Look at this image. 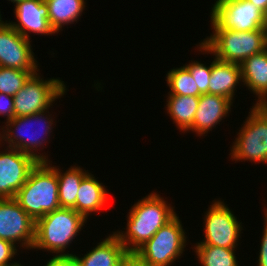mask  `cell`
Wrapping results in <instances>:
<instances>
[{
    "label": "cell",
    "instance_id": "obj_24",
    "mask_svg": "<svg viewBox=\"0 0 267 266\" xmlns=\"http://www.w3.org/2000/svg\"><path fill=\"white\" fill-rule=\"evenodd\" d=\"M168 95L199 96V90L189 70L183 65L170 69L166 74Z\"/></svg>",
    "mask_w": 267,
    "mask_h": 266
},
{
    "label": "cell",
    "instance_id": "obj_29",
    "mask_svg": "<svg viewBox=\"0 0 267 266\" xmlns=\"http://www.w3.org/2000/svg\"><path fill=\"white\" fill-rule=\"evenodd\" d=\"M52 256L44 266H81L77 255L72 252L69 255Z\"/></svg>",
    "mask_w": 267,
    "mask_h": 266
},
{
    "label": "cell",
    "instance_id": "obj_23",
    "mask_svg": "<svg viewBox=\"0 0 267 266\" xmlns=\"http://www.w3.org/2000/svg\"><path fill=\"white\" fill-rule=\"evenodd\" d=\"M194 252L202 266H239L236 249H227L213 245H195Z\"/></svg>",
    "mask_w": 267,
    "mask_h": 266
},
{
    "label": "cell",
    "instance_id": "obj_33",
    "mask_svg": "<svg viewBox=\"0 0 267 266\" xmlns=\"http://www.w3.org/2000/svg\"><path fill=\"white\" fill-rule=\"evenodd\" d=\"M8 1V0H7ZM10 2H13V4H17V3H19L20 1H23V0H9Z\"/></svg>",
    "mask_w": 267,
    "mask_h": 266
},
{
    "label": "cell",
    "instance_id": "obj_21",
    "mask_svg": "<svg viewBox=\"0 0 267 266\" xmlns=\"http://www.w3.org/2000/svg\"><path fill=\"white\" fill-rule=\"evenodd\" d=\"M47 163L56 171L57 174L60 207L73 209L76 205L79 186L83 177L88 173V170H85L78 165H71L70 168L64 172L58 168L59 166H52L50 161Z\"/></svg>",
    "mask_w": 267,
    "mask_h": 266
},
{
    "label": "cell",
    "instance_id": "obj_2",
    "mask_svg": "<svg viewBox=\"0 0 267 266\" xmlns=\"http://www.w3.org/2000/svg\"><path fill=\"white\" fill-rule=\"evenodd\" d=\"M202 54L241 65L248 57L267 49V29L234 31L213 29L212 34L196 45Z\"/></svg>",
    "mask_w": 267,
    "mask_h": 266
},
{
    "label": "cell",
    "instance_id": "obj_6",
    "mask_svg": "<svg viewBox=\"0 0 267 266\" xmlns=\"http://www.w3.org/2000/svg\"><path fill=\"white\" fill-rule=\"evenodd\" d=\"M237 132L230 156L232 161L267 164V105H255Z\"/></svg>",
    "mask_w": 267,
    "mask_h": 266
},
{
    "label": "cell",
    "instance_id": "obj_12",
    "mask_svg": "<svg viewBox=\"0 0 267 266\" xmlns=\"http://www.w3.org/2000/svg\"><path fill=\"white\" fill-rule=\"evenodd\" d=\"M38 62L30 39L23 37L7 21L0 25V67L31 71L36 74Z\"/></svg>",
    "mask_w": 267,
    "mask_h": 266
},
{
    "label": "cell",
    "instance_id": "obj_11",
    "mask_svg": "<svg viewBox=\"0 0 267 266\" xmlns=\"http://www.w3.org/2000/svg\"><path fill=\"white\" fill-rule=\"evenodd\" d=\"M36 222L21 208L14 198L0 199V239L32 250L35 242Z\"/></svg>",
    "mask_w": 267,
    "mask_h": 266
},
{
    "label": "cell",
    "instance_id": "obj_19",
    "mask_svg": "<svg viewBox=\"0 0 267 266\" xmlns=\"http://www.w3.org/2000/svg\"><path fill=\"white\" fill-rule=\"evenodd\" d=\"M127 251L114 234L106 236L91 251L77 258L81 266H120Z\"/></svg>",
    "mask_w": 267,
    "mask_h": 266
},
{
    "label": "cell",
    "instance_id": "obj_1",
    "mask_svg": "<svg viewBox=\"0 0 267 266\" xmlns=\"http://www.w3.org/2000/svg\"><path fill=\"white\" fill-rule=\"evenodd\" d=\"M157 192L138 200L127 214L126 231L112 232L127 252H136L177 213Z\"/></svg>",
    "mask_w": 267,
    "mask_h": 266
},
{
    "label": "cell",
    "instance_id": "obj_7",
    "mask_svg": "<svg viewBox=\"0 0 267 266\" xmlns=\"http://www.w3.org/2000/svg\"><path fill=\"white\" fill-rule=\"evenodd\" d=\"M176 214L135 253L148 266H171L180 260L187 244L186 232Z\"/></svg>",
    "mask_w": 267,
    "mask_h": 266
},
{
    "label": "cell",
    "instance_id": "obj_14",
    "mask_svg": "<svg viewBox=\"0 0 267 266\" xmlns=\"http://www.w3.org/2000/svg\"><path fill=\"white\" fill-rule=\"evenodd\" d=\"M14 6L17 22L8 23L23 37L31 39V33L42 36L56 34L49 24L48 6L44 0H23Z\"/></svg>",
    "mask_w": 267,
    "mask_h": 266
},
{
    "label": "cell",
    "instance_id": "obj_22",
    "mask_svg": "<svg viewBox=\"0 0 267 266\" xmlns=\"http://www.w3.org/2000/svg\"><path fill=\"white\" fill-rule=\"evenodd\" d=\"M166 100L167 114L180 132L187 133L195 118L199 96L168 95Z\"/></svg>",
    "mask_w": 267,
    "mask_h": 266
},
{
    "label": "cell",
    "instance_id": "obj_18",
    "mask_svg": "<svg viewBox=\"0 0 267 266\" xmlns=\"http://www.w3.org/2000/svg\"><path fill=\"white\" fill-rule=\"evenodd\" d=\"M88 172L82 179L76 198V205L73 208L77 213L82 214L86 219L92 212L100 213V210L108 202V189L101 181Z\"/></svg>",
    "mask_w": 267,
    "mask_h": 266
},
{
    "label": "cell",
    "instance_id": "obj_5",
    "mask_svg": "<svg viewBox=\"0 0 267 266\" xmlns=\"http://www.w3.org/2000/svg\"><path fill=\"white\" fill-rule=\"evenodd\" d=\"M14 199L35 222L60 208L56 171L47 162H38Z\"/></svg>",
    "mask_w": 267,
    "mask_h": 266
},
{
    "label": "cell",
    "instance_id": "obj_8",
    "mask_svg": "<svg viewBox=\"0 0 267 266\" xmlns=\"http://www.w3.org/2000/svg\"><path fill=\"white\" fill-rule=\"evenodd\" d=\"M40 75L39 70L13 96L15 117L46 111L55 103V100L66 95L67 88L64 81L54 77L44 80Z\"/></svg>",
    "mask_w": 267,
    "mask_h": 266
},
{
    "label": "cell",
    "instance_id": "obj_31",
    "mask_svg": "<svg viewBox=\"0 0 267 266\" xmlns=\"http://www.w3.org/2000/svg\"><path fill=\"white\" fill-rule=\"evenodd\" d=\"M120 266H148L135 252H127Z\"/></svg>",
    "mask_w": 267,
    "mask_h": 266
},
{
    "label": "cell",
    "instance_id": "obj_35",
    "mask_svg": "<svg viewBox=\"0 0 267 266\" xmlns=\"http://www.w3.org/2000/svg\"><path fill=\"white\" fill-rule=\"evenodd\" d=\"M0 13H1V12H0ZM1 15H2V14H0V25L4 22L3 20H1V19H2Z\"/></svg>",
    "mask_w": 267,
    "mask_h": 266
},
{
    "label": "cell",
    "instance_id": "obj_34",
    "mask_svg": "<svg viewBox=\"0 0 267 266\" xmlns=\"http://www.w3.org/2000/svg\"><path fill=\"white\" fill-rule=\"evenodd\" d=\"M9 266H23V264L21 265V263H18V261H17V262H15L14 264L9 265Z\"/></svg>",
    "mask_w": 267,
    "mask_h": 266
},
{
    "label": "cell",
    "instance_id": "obj_9",
    "mask_svg": "<svg viewBox=\"0 0 267 266\" xmlns=\"http://www.w3.org/2000/svg\"><path fill=\"white\" fill-rule=\"evenodd\" d=\"M210 10L212 29H267V16L248 0H216Z\"/></svg>",
    "mask_w": 267,
    "mask_h": 266
},
{
    "label": "cell",
    "instance_id": "obj_28",
    "mask_svg": "<svg viewBox=\"0 0 267 266\" xmlns=\"http://www.w3.org/2000/svg\"><path fill=\"white\" fill-rule=\"evenodd\" d=\"M6 117V122L15 118L13 96L0 93V117Z\"/></svg>",
    "mask_w": 267,
    "mask_h": 266
},
{
    "label": "cell",
    "instance_id": "obj_32",
    "mask_svg": "<svg viewBox=\"0 0 267 266\" xmlns=\"http://www.w3.org/2000/svg\"><path fill=\"white\" fill-rule=\"evenodd\" d=\"M267 16V0H248Z\"/></svg>",
    "mask_w": 267,
    "mask_h": 266
},
{
    "label": "cell",
    "instance_id": "obj_16",
    "mask_svg": "<svg viewBox=\"0 0 267 266\" xmlns=\"http://www.w3.org/2000/svg\"><path fill=\"white\" fill-rule=\"evenodd\" d=\"M240 67L242 85L257 97L255 105H267V49L248 57Z\"/></svg>",
    "mask_w": 267,
    "mask_h": 266
},
{
    "label": "cell",
    "instance_id": "obj_25",
    "mask_svg": "<svg viewBox=\"0 0 267 266\" xmlns=\"http://www.w3.org/2000/svg\"><path fill=\"white\" fill-rule=\"evenodd\" d=\"M32 75L31 71L0 67V93L14 96Z\"/></svg>",
    "mask_w": 267,
    "mask_h": 266
},
{
    "label": "cell",
    "instance_id": "obj_20",
    "mask_svg": "<svg viewBox=\"0 0 267 266\" xmlns=\"http://www.w3.org/2000/svg\"><path fill=\"white\" fill-rule=\"evenodd\" d=\"M48 6L49 24L56 34L64 26L79 21L86 7V0H44Z\"/></svg>",
    "mask_w": 267,
    "mask_h": 266
},
{
    "label": "cell",
    "instance_id": "obj_17",
    "mask_svg": "<svg viewBox=\"0 0 267 266\" xmlns=\"http://www.w3.org/2000/svg\"><path fill=\"white\" fill-rule=\"evenodd\" d=\"M208 94L221 95L234 101L237 86L241 83V67L213 57Z\"/></svg>",
    "mask_w": 267,
    "mask_h": 266
},
{
    "label": "cell",
    "instance_id": "obj_15",
    "mask_svg": "<svg viewBox=\"0 0 267 266\" xmlns=\"http://www.w3.org/2000/svg\"><path fill=\"white\" fill-rule=\"evenodd\" d=\"M233 102L221 95L202 94L199 96L198 108L189 132L202 136L212 131L216 125L228 117Z\"/></svg>",
    "mask_w": 267,
    "mask_h": 266
},
{
    "label": "cell",
    "instance_id": "obj_4",
    "mask_svg": "<svg viewBox=\"0 0 267 266\" xmlns=\"http://www.w3.org/2000/svg\"><path fill=\"white\" fill-rule=\"evenodd\" d=\"M87 219L71 208H58L36 221L35 242L32 249L47 250L54 255H69L65 252L77 238Z\"/></svg>",
    "mask_w": 267,
    "mask_h": 266
},
{
    "label": "cell",
    "instance_id": "obj_26",
    "mask_svg": "<svg viewBox=\"0 0 267 266\" xmlns=\"http://www.w3.org/2000/svg\"><path fill=\"white\" fill-rule=\"evenodd\" d=\"M184 66L189 70L192 78L195 80L199 90V96L208 94V86L211 77V62L209 66H207L199 61L191 60V62Z\"/></svg>",
    "mask_w": 267,
    "mask_h": 266
},
{
    "label": "cell",
    "instance_id": "obj_30",
    "mask_svg": "<svg viewBox=\"0 0 267 266\" xmlns=\"http://www.w3.org/2000/svg\"><path fill=\"white\" fill-rule=\"evenodd\" d=\"M264 206H267L264 204ZM264 230L262 232L261 245L258 254V266H267V207H264Z\"/></svg>",
    "mask_w": 267,
    "mask_h": 266
},
{
    "label": "cell",
    "instance_id": "obj_10",
    "mask_svg": "<svg viewBox=\"0 0 267 266\" xmlns=\"http://www.w3.org/2000/svg\"><path fill=\"white\" fill-rule=\"evenodd\" d=\"M234 212L224 201L213 200L204 215V235L196 245H213L227 249H237L243 229Z\"/></svg>",
    "mask_w": 267,
    "mask_h": 266
},
{
    "label": "cell",
    "instance_id": "obj_3",
    "mask_svg": "<svg viewBox=\"0 0 267 266\" xmlns=\"http://www.w3.org/2000/svg\"><path fill=\"white\" fill-rule=\"evenodd\" d=\"M49 113V110H46L33 115L15 117L6 123L4 122L5 126L3 125L0 131V147L4 148L3 145H7L6 147L15 148L33 156L39 162L51 161L46 154L40 153V150L46 148L44 146H47L54 128V118L52 117L54 115ZM36 124L40 125L41 130L39 128H37L39 131L34 129Z\"/></svg>",
    "mask_w": 267,
    "mask_h": 266
},
{
    "label": "cell",
    "instance_id": "obj_13",
    "mask_svg": "<svg viewBox=\"0 0 267 266\" xmlns=\"http://www.w3.org/2000/svg\"><path fill=\"white\" fill-rule=\"evenodd\" d=\"M38 162L15 148L0 151V199L14 198Z\"/></svg>",
    "mask_w": 267,
    "mask_h": 266
},
{
    "label": "cell",
    "instance_id": "obj_27",
    "mask_svg": "<svg viewBox=\"0 0 267 266\" xmlns=\"http://www.w3.org/2000/svg\"><path fill=\"white\" fill-rule=\"evenodd\" d=\"M17 248L11 242L0 239V266H9L17 262L16 260L12 261L18 254L17 251L19 250Z\"/></svg>",
    "mask_w": 267,
    "mask_h": 266
}]
</instances>
